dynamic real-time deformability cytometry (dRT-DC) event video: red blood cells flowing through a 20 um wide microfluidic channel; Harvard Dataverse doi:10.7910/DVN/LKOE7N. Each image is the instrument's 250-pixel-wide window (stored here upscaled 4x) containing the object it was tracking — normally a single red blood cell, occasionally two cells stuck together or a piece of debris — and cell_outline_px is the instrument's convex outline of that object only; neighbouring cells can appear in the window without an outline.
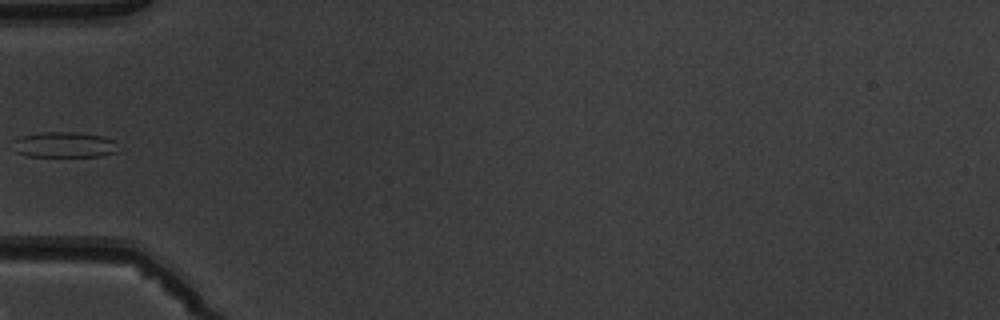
{"species": "common noctule bat (a hibernating species)", "species_latin": "Nyctalus noctula", "temperature_condition": "warm", "stored_images_in_passage": 4, "camera_frame_rate_fps": 3000, "um_per_image_px": 0.085, "animal": {"sex": "male", "body_mass_g": 19.5, "forearm_length_mm": 54.6}, "frame": {"image": 1, "passage_image": 4, "time_ms": 3.333, "image_size_px": [1000, 320], "cell_outline_px": [[116, 152], [100, 156], [28, 156], [16, 152], [12, 140], [20, 136], [40, 132], [76, 132], [100, 136], [116, 140]], "centroid_in_image_um": [5.43, 12.29], "position_along_channel_um": 79.6, "area_um2": 15.66}}